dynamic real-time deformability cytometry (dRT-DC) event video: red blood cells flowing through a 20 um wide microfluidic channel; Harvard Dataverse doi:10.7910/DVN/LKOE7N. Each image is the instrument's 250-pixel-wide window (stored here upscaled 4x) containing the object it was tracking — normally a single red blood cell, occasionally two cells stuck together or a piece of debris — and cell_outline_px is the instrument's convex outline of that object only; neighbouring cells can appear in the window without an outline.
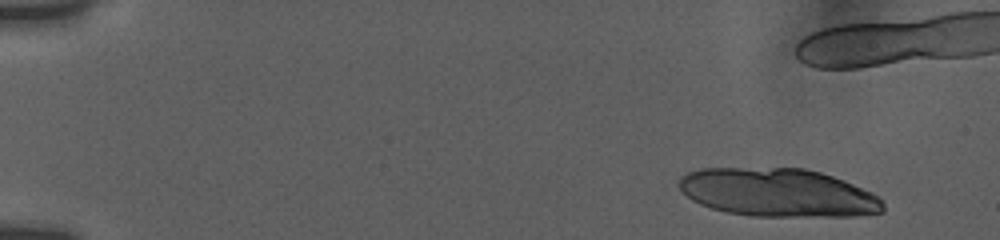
{"species": "human", "species_latin": "Homo sapiens", "temperature_condition": "room temperature", "stored_images_in_passage": 16, "camera_frame_rate_fps": 3000, "um_per_image_px": 0.085, "donor": {"sex": "female"}, "frame": {"image": 1, "passage_image": 1, "time_ms": 0.0, "image_size_px": [1000, 240], "cell_outline_px": [[884, 212], [856, 216], [752, 216], [728, 212], [712, 208], [700, 204], [692, 200], [676, 184], [680, 176], [688, 172], [700, 168], [804, 168], [820, 172], [844, 180], [872, 192], [880, 196], [884, 204]], "centroid_in_image_um": [66.14, 16.37], "position_along_channel_um": 18.9, "area_um2": 57.68}}